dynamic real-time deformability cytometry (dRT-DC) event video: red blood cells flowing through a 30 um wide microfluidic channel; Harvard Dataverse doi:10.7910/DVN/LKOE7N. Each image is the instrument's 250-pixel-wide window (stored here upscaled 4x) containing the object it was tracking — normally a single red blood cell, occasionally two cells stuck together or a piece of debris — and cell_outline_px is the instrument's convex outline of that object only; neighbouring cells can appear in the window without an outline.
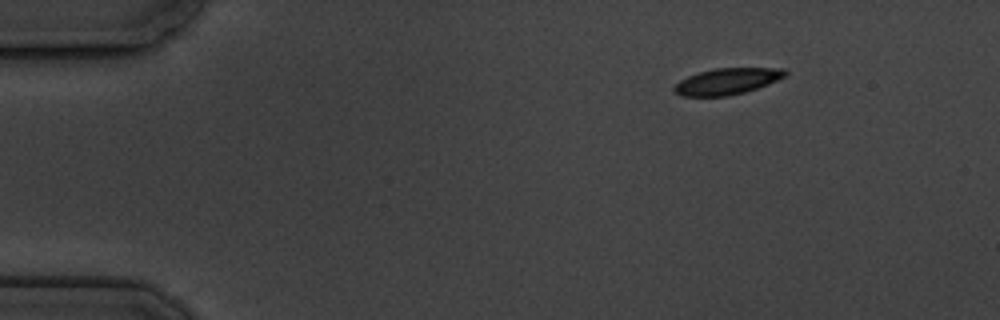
{"species": "common noctule bat (a hibernating species)", "species_latin": "Nyctalus noctula", "temperature_condition": "cold", "stored_images_in_passage": 6, "camera_frame_rate_fps": 3000, "um_per_image_px": 0.085, "animal": {"sex": "male", "body_mass_g": 19.5, "forearm_length_mm": 54.6}, "frame": {"image": 1, "passage_image": 1, "time_ms": 0.0, "image_size_px": [1000, 320], "cell_outline_px": [[788, 76], [768, 84], [744, 92], [728, 96], [680, 96], [672, 88], [680, 80], [688, 76], [700, 72], [716, 68], [784, 68], [788, 72]], "centroid_in_image_um": [61.84, 6.91], "position_along_channel_um": 23.2, "area_um2": 16.99}}
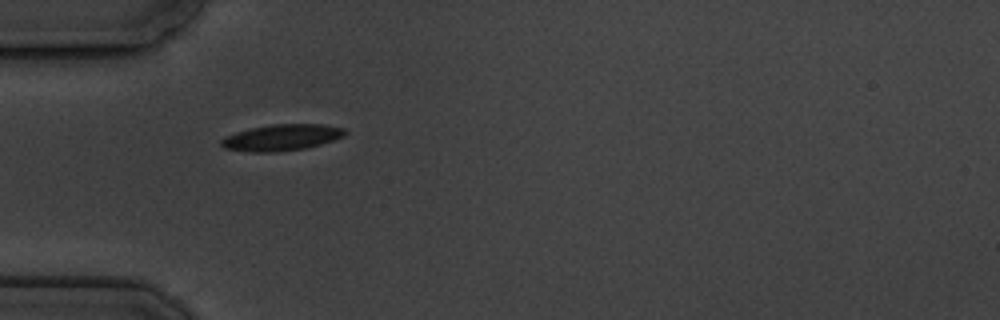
{"frame": {"image": 2, "passage_image": 4, "time_ms": 3.333, "image_size_px": [1000, 320], "cell_outline_px": [[348, 132], [344, 136], [320, 144], [304, 148], [276, 152], [252, 152], [224, 148], [220, 144], [220, 140], [224, 136], [236, 132], [252, 128], [272, 124], [324, 124], [344, 128]], "centroid_in_image_um": [23.93, 11.68], "position_along_channel_um": 61.1, "area_um2": 18.9}}